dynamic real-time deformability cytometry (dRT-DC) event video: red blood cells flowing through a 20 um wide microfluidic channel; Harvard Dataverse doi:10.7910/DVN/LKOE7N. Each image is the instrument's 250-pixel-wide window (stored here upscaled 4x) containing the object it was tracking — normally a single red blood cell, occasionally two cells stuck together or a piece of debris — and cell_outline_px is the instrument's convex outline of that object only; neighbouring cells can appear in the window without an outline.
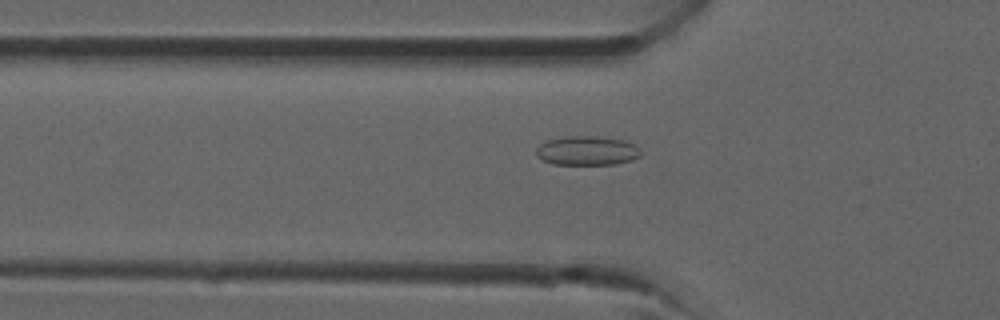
{"species": "common noctule bat (a hibernating species)", "species_latin": "Nyctalus noctula", "temperature_condition": "room temperature", "stored_images_in_passage": 28, "camera_frame_rate_fps": 3000, "um_per_image_px": 0.085, "animal": {"sex": "male", "forearm_length_mm": 52.5}, "frame": {"image": 1, "passage_image": 4, "time_ms": 1.0, "image_size_px": [1000, 320], "cell_outline_px": [[640, 156], [632, 160], [616, 164], [552, 164], [536, 156], [536, 148], [540, 144], [548, 140], [568, 136], [596, 136], [624, 140], [636, 144], [640, 148]], "centroid_in_image_um": [49.92, 12.8], "position_along_channel_um": 75.9, "area_um2": 17.86}}
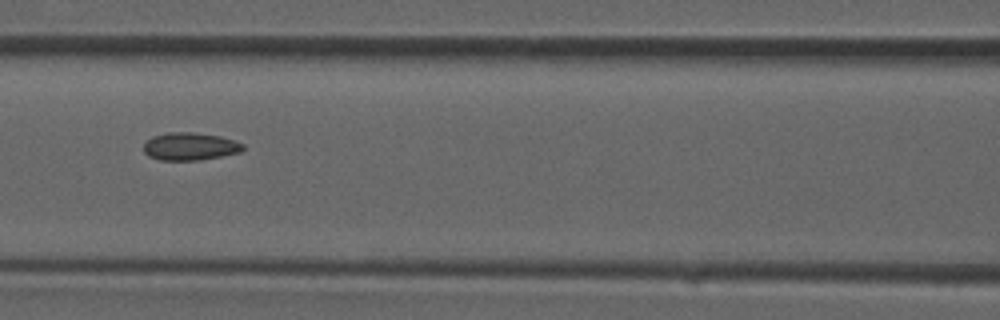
{"frame": {"image": 2, "passage_image": 8, "time_ms": 2.333, "image_size_px": [1000, 320], "cell_outline_px": [[244, 148], [240, 152], [200, 160], [160, 160], [148, 156], [144, 152], [144, 144], [152, 136], [168, 132], [192, 132], [220, 136], [236, 140], [244, 144]], "centroid_in_image_um": [16.15, 12.44], "position_along_channel_um": 150.4, "area_um2": 16.07}}
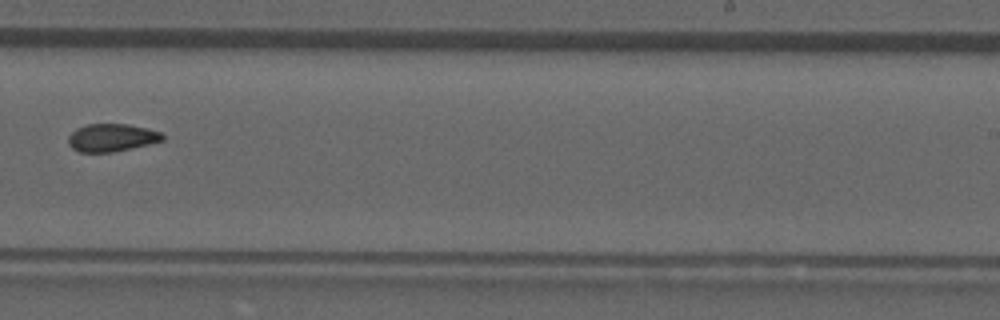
{"frame": {"image": 3, "passage_image": 15, "time_ms": 4.667, "image_size_px": [1000, 320], "cell_outline_px": [[164, 140], [148, 144], [112, 152], [80, 152], [72, 148], [68, 144], [68, 136], [76, 128], [88, 124], [128, 124], [148, 128], [160, 132], [164, 136]], "centroid_in_image_um": [9.48, 11.69], "position_along_channel_um": 279.5, "area_um2": 15.2}}